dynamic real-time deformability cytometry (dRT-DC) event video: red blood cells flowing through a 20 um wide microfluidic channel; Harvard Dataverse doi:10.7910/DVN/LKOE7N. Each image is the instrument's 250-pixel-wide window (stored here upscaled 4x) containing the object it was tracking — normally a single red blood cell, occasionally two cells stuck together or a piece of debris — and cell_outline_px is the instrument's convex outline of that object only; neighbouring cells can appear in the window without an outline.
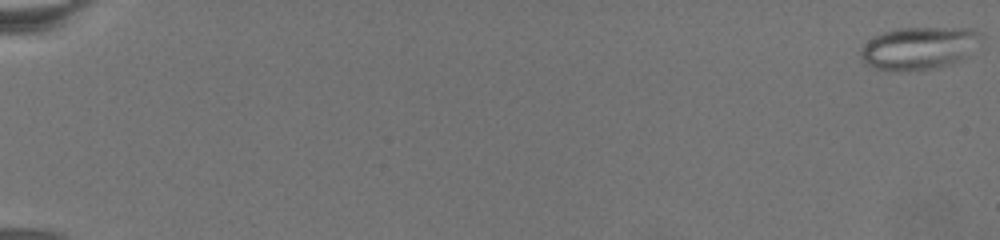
{"species": "common noctule bat (a hibernating species)", "species_latin": "Nyctalus noctula", "temperature_condition": "warm", "stored_images_in_passage": 75, "camera_frame_rate_fps": 3000, "um_per_image_px": 0.085, "animal": {"sex": "female", "body_mass_g": 19.5, "forearm_length_mm": 54.1}, "frame": {"image": 1, "passage_image": 1, "time_ms": 0.0, "image_size_px": [1000, 240], "cell_outline_px": [[984, 48], [960, 60], [948, 64], [932, 68], [872, 68], [864, 64], [860, 60], [860, 48], [868, 40], [884, 32], [896, 28], [976, 28], [984, 36]], "centroid_in_image_um": [78.26, 4.03], "position_along_channel_um": 6.7, "area_um2": 30.11}}
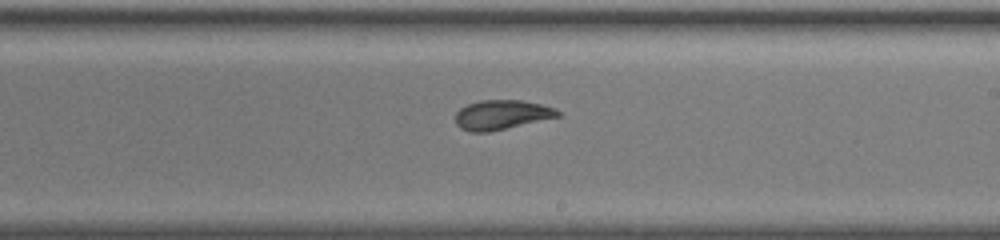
{"frame": {"image": 2, "passage_image": 48, "time_ms": 15.667, "image_size_px": [1000, 240], "cell_outline_px": [[560, 116], [488, 132], [468, 132], [460, 128], [456, 124], [456, 112], [460, 108], [468, 104], [480, 100], [520, 100], [540, 104], [556, 108], [560, 112]], "centroid_in_image_um": [42.61, 9.75], "position_along_channel_um": 246.4, "area_um2": 17.51}}
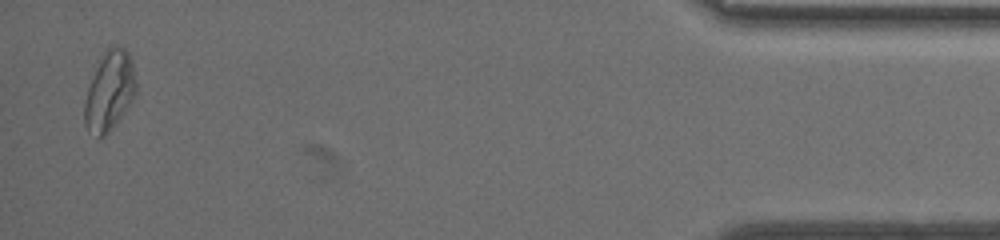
{"frame": {"image": 3, "passage_image": 74, "time_ms": 24.333, "image_size_px": [1000, 240], "cell_outline_px": [[136, 92], [132, 100], [108, 132], [104, 136], [96, 136], [84, 124], [84, 104], [88, 88], [96, 68], [104, 52], [108, 48], [116, 44], [124, 48], [128, 52], [132, 60], [136, 84]], "centroid_in_image_um": [9.31, 7.7], "position_along_channel_um": 425.9, "area_um2": 23.24}}